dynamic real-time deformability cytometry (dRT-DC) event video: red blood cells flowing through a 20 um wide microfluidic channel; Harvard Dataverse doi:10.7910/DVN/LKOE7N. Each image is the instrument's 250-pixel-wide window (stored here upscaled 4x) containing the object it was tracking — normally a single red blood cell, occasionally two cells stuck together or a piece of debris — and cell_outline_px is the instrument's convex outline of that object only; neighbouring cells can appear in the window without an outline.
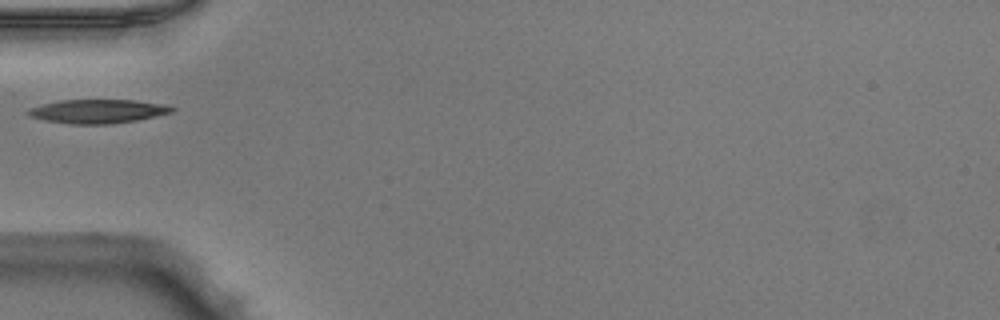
{"species": "Egyptian fruit bat (a non-hibernating species)", "species_latin": "Rousettus aegyptiacus", "temperature_condition": "warm", "stored_images_in_passage": 5, "camera_frame_rate_fps": 3000, "um_per_image_px": 0.085, "animal": {"sex": "male"}, "frame": {"image": 1, "passage_image": 1, "time_ms": 0.0, "image_size_px": [1000, 320], "cell_outline_px": [[176, 108], [172, 112], [136, 120], [108, 124], [68, 124], [44, 120], [28, 116], [24, 112], [28, 108], [60, 100], [136, 100], [168, 104]], "centroid_in_image_um": [8.29, 9.45], "position_along_channel_um": 76.7, "area_um2": 20.11}}
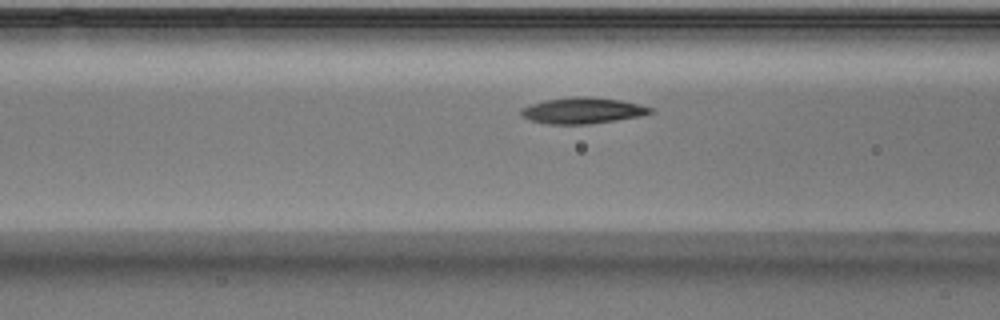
{"frame": {"image": 2, "passage_image": 4, "time_ms": 1.0, "image_size_px": [1000, 320], "cell_outline_px": [[656, 112], [640, 116], [616, 120], [588, 124], [548, 124], [532, 120], [524, 116], [520, 112], [520, 108], [544, 100], [576, 96], [592, 96], [620, 100], [640, 104], [652, 108]], "centroid_in_image_um": [49.56, 9.39], "position_along_channel_um": 117.0, "area_um2": 19.65}}